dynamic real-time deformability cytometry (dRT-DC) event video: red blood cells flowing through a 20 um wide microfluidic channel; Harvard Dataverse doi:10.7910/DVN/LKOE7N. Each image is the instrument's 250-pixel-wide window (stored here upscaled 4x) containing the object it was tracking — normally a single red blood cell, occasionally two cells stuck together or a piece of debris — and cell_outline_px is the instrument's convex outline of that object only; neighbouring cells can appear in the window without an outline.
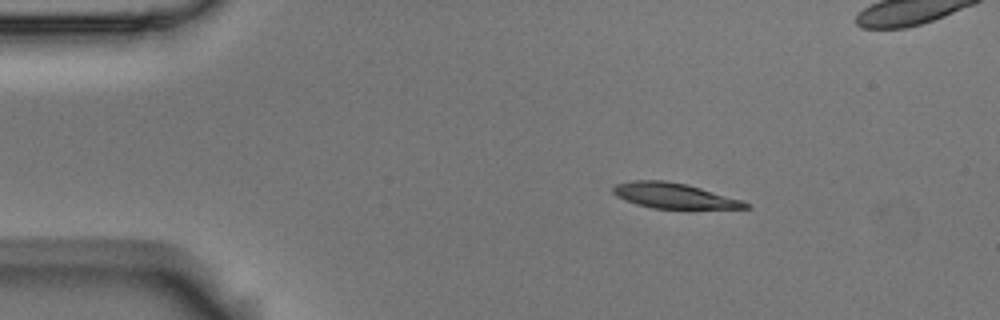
{"species": "Egyptian fruit bat (a non-hibernating species)", "species_latin": "Rousettus aegyptiacus", "temperature_condition": "room temperature", "stored_images_in_passage": 8, "camera_frame_rate_fps": 3000, "um_per_image_px": 0.085, "animal": {"sex": "male"}, "frame": {"image": 1, "passage_image": 1, "time_ms": 0.0, "image_size_px": [1000, 320], "cell_outline_px": [[752, 208], [652, 208], [636, 204], [624, 200], [616, 196], [612, 192], [612, 188], [616, 184], [632, 180], [664, 180], [684, 184], [700, 188], [740, 200], [752, 204]], "centroid_in_image_um": [57.23, 16.63], "position_along_channel_um": 27.8, "area_um2": 19.25}}
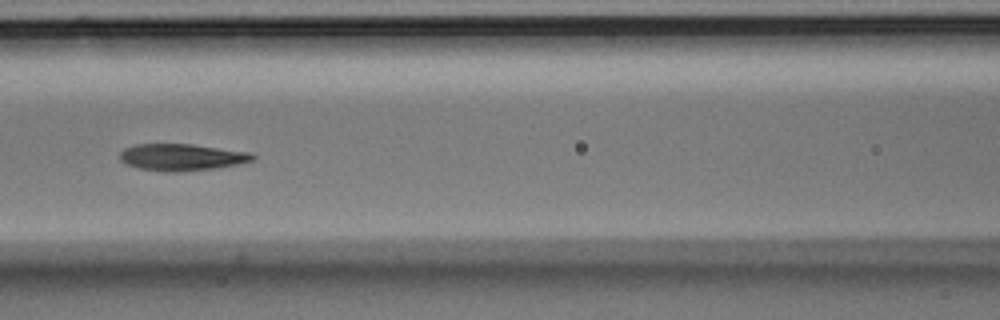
{"frame": {"image": 2, "passage_image": 5, "time_ms": 1.333, "image_size_px": [1000, 320], "cell_outline_px": [[256, 156], [252, 160], [236, 164], [216, 168], [180, 172], [164, 172], [140, 168], [124, 164], [120, 160], [120, 152], [124, 148], [136, 144], [192, 144], [252, 152]], "centroid_in_image_um": [15.43, 13.36], "position_along_channel_um": 151.2, "area_um2": 20.87}}
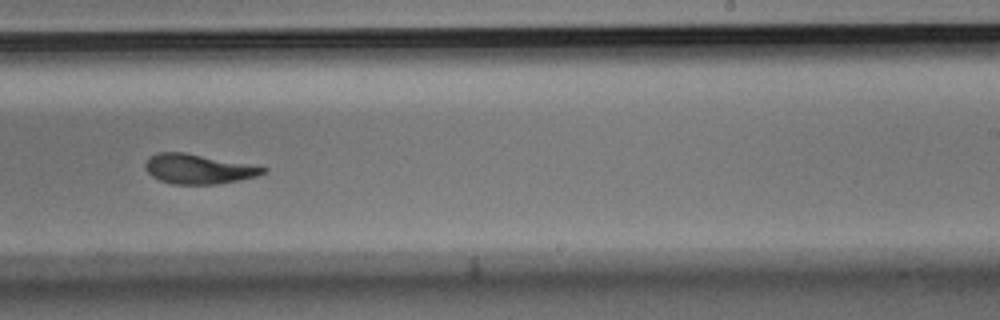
{"frame": {"image": 3, "passage_image": 8, "time_ms": 2.333, "image_size_px": [1000, 320], "cell_outline_px": [[268, 168], [264, 172], [256, 176], [216, 184], [172, 184], [160, 180], [152, 176], [144, 168], [144, 164], [156, 152], [184, 152]], "centroid_in_image_um": [16.8, 14.36], "position_along_channel_um": 272.2, "area_um2": 19.94}}